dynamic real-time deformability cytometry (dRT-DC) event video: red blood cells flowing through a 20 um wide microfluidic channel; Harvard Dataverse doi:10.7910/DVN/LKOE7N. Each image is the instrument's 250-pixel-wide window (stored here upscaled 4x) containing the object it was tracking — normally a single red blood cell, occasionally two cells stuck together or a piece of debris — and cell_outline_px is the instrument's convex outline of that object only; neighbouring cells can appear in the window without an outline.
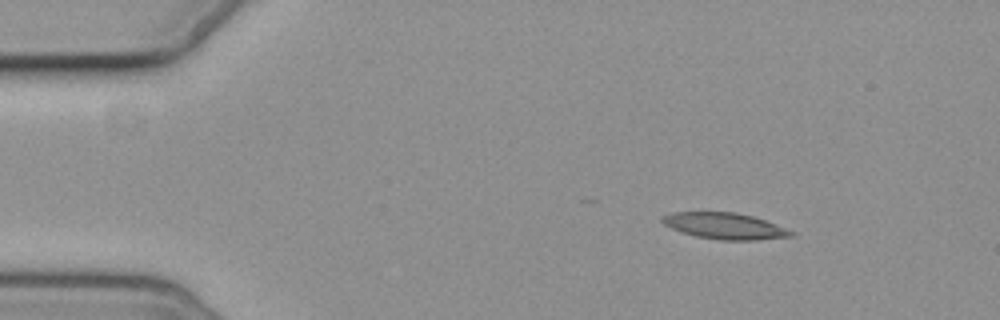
{"species": "common noctule bat (a hibernating species)", "species_latin": "Nyctalus noctula", "temperature_condition": "cold", "stored_images_in_passage": 7, "camera_frame_rate_fps": 3000, "um_per_image_px": 0.085, "animal": {"sex": "female", "body_mass_g": 19.3, "forearm_length_mm": 54.1}, "frame": {"image": 1, "passage_image": 1, "time_ms": 0.0, "image_size_px": [1000, 320], "cell_outline_px": [[796, 232], [792, 236], [756, 240], [720, 240], [696, 236], [672, 228], [664, 224], [660, 220], [664, 216], [672, 212], [732, 212], [752, 216], [776, 224]], "centroid_in_image_um": [61.62, 19.21], "position_along_channel_um": 23.4, "area_um2": 19.48}}
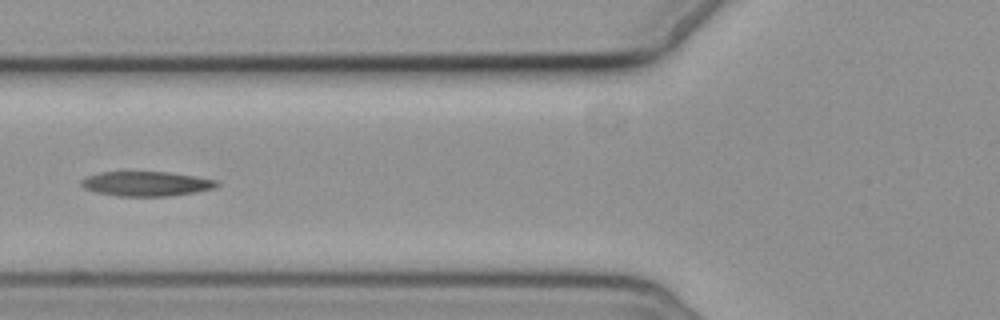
{"frame": {"image": 2, "passage_image": 5, "time_ms": 4.667, "image_size_px": [1000, 320], "cell_outline_px": [[220, 184], [216, 188], [168, 196], [116, 196], [96, 192], [84, 188], [80, 184], [80, 180], [88, 176], [100, 172], [168, 172], [196, 176], [220, 180]], "centroid_in_image_um": [12.46, 15.61], "position_along_channel_um": 113.3, "area_um2": 19.54}}
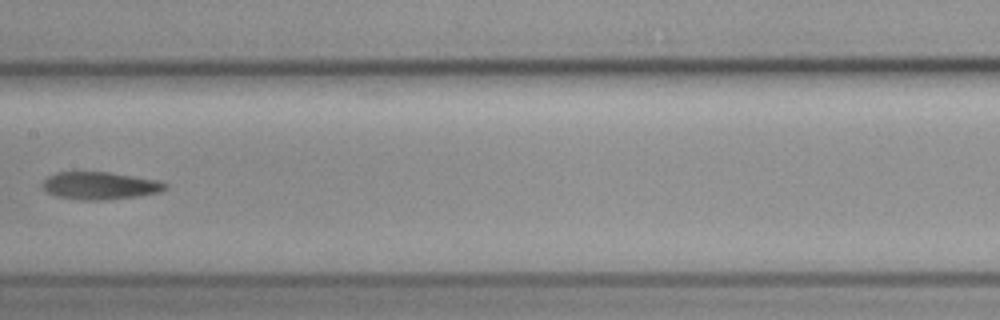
{"frame": {"image": 3, "passage_image": 7, "time_ms": 7.0, "image_size_px": [1000, 320], "cell_outline_px": [[168, 188], [160, 192], [136, 196], [100, 200], [80, 200], [56, 196], [48, 192], [44, 188], [44, 180], [48, 176], [56, 172], [108, 172], [160, 180], [168, 184]], "centroid_in_image_um": [8.54, 15.77], "position_along_channel_um": 198.9, "area_um2": 19.59}}